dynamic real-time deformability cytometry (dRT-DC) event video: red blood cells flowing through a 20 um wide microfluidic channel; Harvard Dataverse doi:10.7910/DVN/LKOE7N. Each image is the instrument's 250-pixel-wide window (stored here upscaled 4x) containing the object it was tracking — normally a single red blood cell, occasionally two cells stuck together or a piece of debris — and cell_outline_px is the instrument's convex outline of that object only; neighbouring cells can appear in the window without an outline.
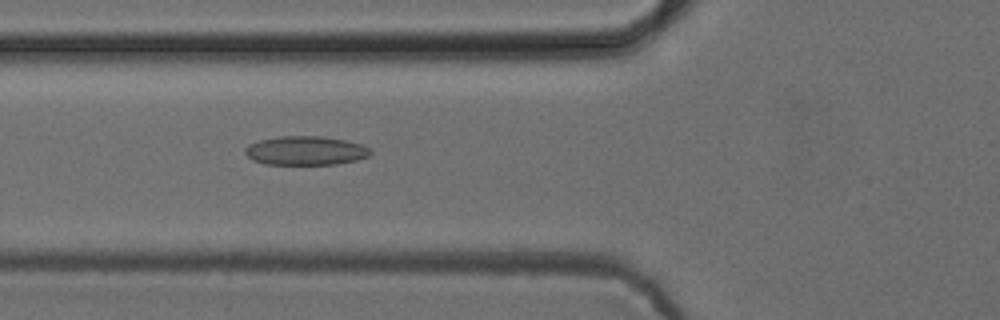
{"species": "common noctule bat (a hibernating species)", "species_latin": "Nyctalus noctula", "temperature_condition": "cold", "stored_images_in_passage": 2, "camera_frame_rate_fps": 3000, "um_per_image_px": 0.085, "animal": {"sex": "female", "body_mass_g": 24.6, "forearm_length_mm": 56.2}, "frame": {"image": 1, "passage_image": 2, "time_ms": 1.0, "image_size_px": [1000, 320], "cell_outline_px": [[372, 152], [368, 156], [356, 160], [336, 164], [264, 164], [252, 160], [244, 152], [244, 148], [248, 144], [260, 140], [280, 136], [320, 136], [344, 140], [360, 144], [368, 148]], "centroid_in_image_um": [25.93, 12.8], "position_along_channel_um": 99.9, "area_um2": 21.04}}